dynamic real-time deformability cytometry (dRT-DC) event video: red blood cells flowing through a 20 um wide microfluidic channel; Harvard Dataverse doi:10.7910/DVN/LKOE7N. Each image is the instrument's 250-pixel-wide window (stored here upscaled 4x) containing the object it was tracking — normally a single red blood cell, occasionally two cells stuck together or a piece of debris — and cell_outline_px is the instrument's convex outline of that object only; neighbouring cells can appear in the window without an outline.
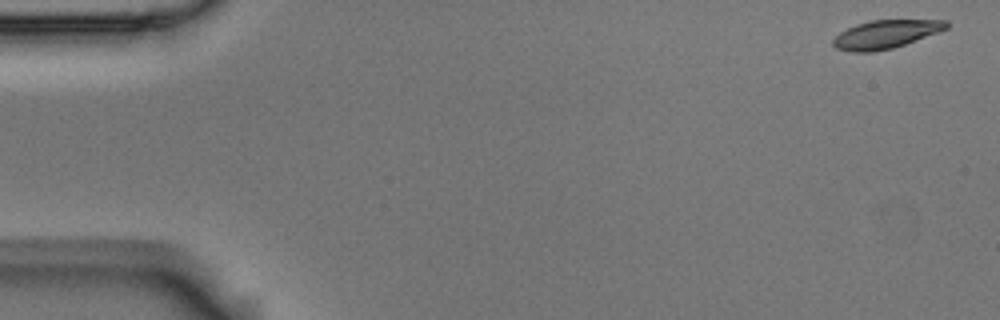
{"species": "Egyptian fruit bat (a non-hibernating species)", "species_latin": "Rousettus aegyptiacus", "temperature_condition": "room temperature", "stored_images_in_passage": 6, "camera_frame_rate_fps": 3000, "um_per_image_px": 0.085, "animal": {"sex": "male"}, "frame": {"image": 1, "passage_image": 1, "time_ms": 0.0, "image_size_px": [1000, 320], "cell_outline_px": [[948, 28], [904, 44], [892, 48], [872, 52], [852, 52], [836, 48], [832, 44], [832, 40], [840, 32], [856, 24], [868, 20], [948, 20]], "centroid_in_image_um": [75.24, 2.91], "position_along_channel_um": 9.8, "area_um2": 18.5}}
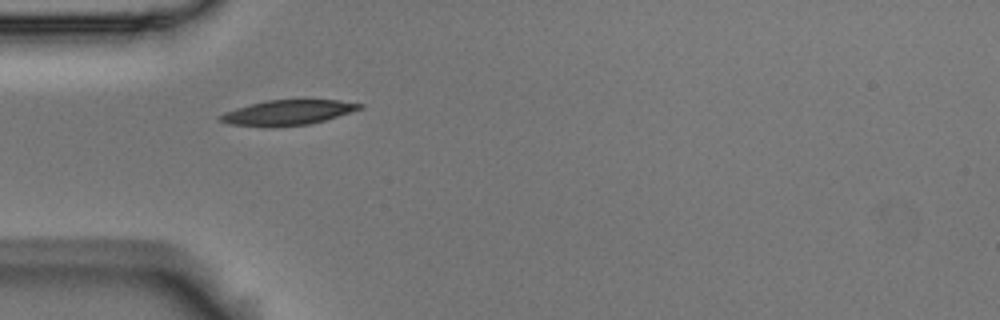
{"frame": {"image": 2, "passage_image": 5, "time_ms": 1.333, "image_size_px": [1000, 320], "cell_outline_px": [[364, 108], [324, 120], [308, 124], [268, 128], [228, 124], [220, 120], [216, 116], [224, 112], [236, 108], [268, 100], [340, 100], [364, 104]], "centroid_in_image_um": [24.43, 9.58], "position_along_channel_um": 60.6, "area_um2": 20.46}}
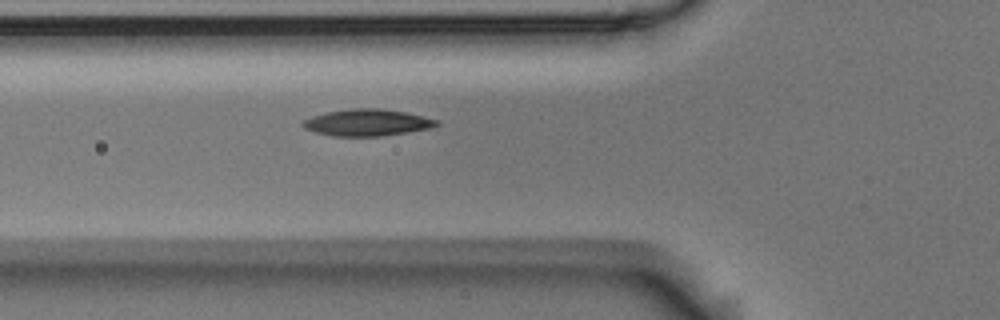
{"frame": {"image": 3, "passage_image": 6, "time_ms": 1.667, "image_size_px": [1000, 320], "cell_outline_px": [[440, 124], [432, 128], [408, 132], [380, 136], [332, 136], [316, 132], [304, 128], [300, 124], [304, 120], [312, 116], [328, 112], [348, 108], [384, 108], [408, 112], [440, 120]], "centroid_in_image_um": [31.26, 10.4], "position_along_channel_um": 94.5, "area_um2": 21.1}}